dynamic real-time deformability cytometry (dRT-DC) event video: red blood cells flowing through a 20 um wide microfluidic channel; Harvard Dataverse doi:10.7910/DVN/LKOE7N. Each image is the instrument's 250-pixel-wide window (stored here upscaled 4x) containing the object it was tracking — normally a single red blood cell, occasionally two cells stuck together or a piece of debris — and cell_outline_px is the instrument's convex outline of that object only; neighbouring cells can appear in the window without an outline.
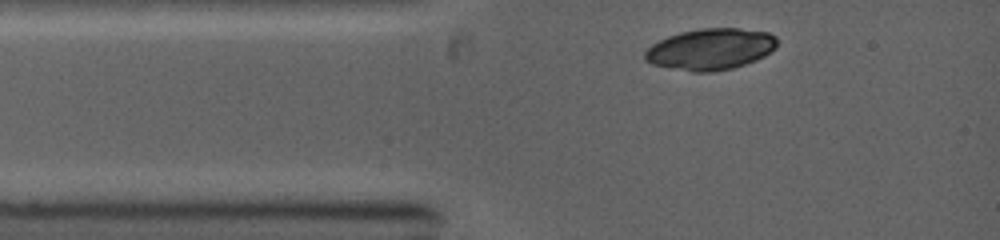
{"species": "common noctule bat (a hibernating species)", "species_latin": "Nyctalus noctula", "temperature_condition": "warm", "stored_images_in_passage": 5, "camera_frame_rate_fps": 5000, "um_per_image_px": 0.085, "animal": {"sex": "female", "body_mass_g": 19.0, "forearm_length_mm": 53.3}, "frame": {"image": 1, "passage_image": 1, "time_ms": 0.0, "image_size_px": [1000, 240], "cell_outline_px": [[776, 48], [764, 56], [756, 60], [732, 68], [712, 72], [692, 72], [652, 64], [644, 60], [644, 52], [652, 44], [668, 36], [680, 32], [700, 28], [740, 28], [768, 32], [776, 36]], "centroid_in_image_um": [60.39, 4.17], "position_along_channel_um": 24.6, "area_um2": 31.91}}